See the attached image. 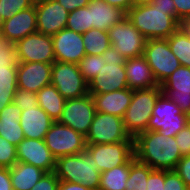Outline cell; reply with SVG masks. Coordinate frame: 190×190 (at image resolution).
Returning <instances> with one entry per match:
<instances>
[{"label":"cell","instance_id":"cell-1","mask_svg":"<svg viewBox=\"0 0 190 190\" xmlns=\"http://www.w3.org/2000/svg\"><path fill=\"white\" fill-rule=\"evenodd\" d=\"M134 157L153 170H174L182 158L175 137L145 131L134 138Z\"/></svg>","mask_w":190,"mask_h":190},{"label":"cell","instance_id":"cell-2","mask_svg":"<svg viewBox=\"0 0 190 190\" xmlns=\"http://www.w3.org/2000/svg\"><path fill=\"white\" fill-rule=\"evenodd\" d=\"M126 17L147 40L167 39L182 26L168 11L152 4L131 7Z\"/></svg>","mask_w":190,"mask_h":190},{"label":"cell","instance_id":"cell-3","mask_svg":"<svg viewBox=\"0 0 190 190\" xmlns=\"http://www.w3.org/2000/svg\"><path fill=\"white\" fill-rule=\"evenodd\" d=\"M54 173L59 180L81 183L91 190H99L101 172L86 149L80 154L56 159Z\"/></svg>","mask_w":190,"mask_h":190},{"label":"cell","instance_id":"cell-4","mask_svg":"<svg viewBox=\"0 0 190 190\" xmlns=\"http://www.w3.org/2000/svg\"><path fill=\"white\" fill-rule=\"evenodd\" d=\"M161 94V87L133 90L131 103L123 117L125 129L131 137L147 131L153 108Z\"/></svg>","mask_w":190,"mask_h":190},{"label":"cell","instance_id":"cell-5","mask_svg":"<svg viewBox=\"0 0 190 190\" xmlns=\"http://www.w3.org/2000/svg\"><path fill=\"white\" fill-rule=\"evenodd\" d=\"M186 125L187 114L162 93L153 108L147 131H158L162 135L175 137Z\"/></svg>","mask_w":190,"mask_h":190},{"label":"cell","instance_id":"cell-6","mask_svg":"<svg viewBox=\"0 0 190 190\" xmlns=\"http://www.w3.org/2000/svg\"><path fill=\"white\" fill-rule=\"evenodd\" d=\"M51 84L66 100L89 94V83L75 63L55 61L52 64Z\"/></svg>","mask_w":190,"mask_h":190},{"label":"cell","instance_id":"cell-7","mask_svg":"<svg viewBox=\"0 0 190 190\" xmlns=\"http://www.w3.org/2000/svg\"><path fill=\"white\" fill-rule=\"evenodd\" d=\"M85 139L86 144H113L134 141L125 129L123 118L100 112H96Z\"/></svg>","mask_w":190,"mask_h":190},{"label":"cell","instance_id":"cell-8","mask_svg":"<svg viewBox=\"0 0 190 190\" xmlns=\"http://www.w3.org/2000/svg\"><path fill=\"white\" fill-rule=\"evenodd\" d=\"M44 141L56 159L80 154L86 149L85 136L58 121L52 123Z\"/></svg>","mask_w":190,"mask_h":190},{"label":"cell","instance_id":"cell-9","mask_svg":"<svg viewBox=\"0 0 190 190\" xmlns=\"http://www.w3.org/2000/svg\"><path fill=\"white\" fill-rule=\"evenodd\" d=\"M143 56L159 85L181 66L178 58L172 53L167 39H148Z\"/></svg>","mask_w":190,"mask_h":190},{"label":"cell","instance_id":"cell-10","mask_svg":"<svg viewBox=\"0 0 190 190\" xmlns=\"http://www.w3.org/2000/svg\"><path fill=\"white\" fill-rule=\"evenodd\" d=\"M96 114L91 94L65 101L62 115L58 122L86 137Z\"/></svg>","mask_w":190,"mask_h":190},{"label":"cell","instance_id":"cell-11","mask_svg":"<svg viewBox=\"0 0 190 190\" xmlns=\"http://www.w3.org/2000/svg\"><path fill=\"white\" fill-rule=\"evenodd\" d=\"M110 45L113 46L126 59L142 56L147 39L124 18L120 23L114 24L109 30Z\"/></svg>","mask_w":190,"mask_h":190},{"label":"cell","instance_id":"cell-12","mask_svg":"<svg viewBox=\"0 0 190 190\" xmlns=\"http://www.w3.org/2000/svg\"><path fill=\"white\" fill-rule=\"evenodd\" d=\"M17 62H40L53 64L56 59L52 36L35 32L15 44Z\"/></svg>","mask_w":190,"mask_h":190},{"label":"cell","instance_id":"cell-13","mask_svg":"<svg viewBox=\"0 0 190 190\" xmlns=\"http://www.w3.org/2000/svg\"><path fill=\"white\" fill-rule=\"evenodd\" d=\"M86 150L92 155L94 163L102 173L128 162L134 156V141L86 144Z\"/></svg>","mask_w":190,"mask_h":190},{"label":"cell","instance_id":"cell-14","mask_svg":"<svg viewBox=\"0 0 190 190\" xmlns=\"http://www.w3.org/2000/svg\"><path fill=\"white\" fill-rule=\"evenodd\" d=\"M37 32L53 36L66 28L69 12L57 0L35 1Z\"/></svg>","mask_w":190,"mask_h":190},{"label":"cell","instance_id":"cell-15","mask_svg":"<svg viewBox=\"0 0 190 190\" xmlns=\"http://www.w3.org/2000/svg\"><path fill=\"white\" fill-rule=\"evenodd\" d=\"M126 61H105L96 77L89 82V93H108L128 88Z\"/></svg>","mask_w":190,"mask_h":190},{"label":"cell","instance_id":"cell-16","mask_svg":"<svg viewBox=\"0 0 190 190\" xmlns=\"http://www.w3.org/2000/svg\"><path fill=\"white\" fill-rule=\"evenodd\" d=\"M17 160L39 167L46 173L54 172L56 158L44 140L24 138L17 146Z\"/></svg>","mask_w":190,"mask_h":190},{"label":"cell","instance_id":"cell-17","mask_svg":"<svg viewBox=\"0 0 190 190\" xmlns=\"http://www.w3.org/2000/svg\"><path fill=\"white\" fill-rule=\"evenodd\" d=\"M37 13L35 4L21 10L3 21L0 36L3 42L16 43L27 35L37 32Z\"/></svg>","mask_w":190,"mask_h":190},{"label":"cell","instance_id":"cell-18","mask_svg":"<svg viewBox=\"0 0 190 190\" xmlns=\"http://www.w3.org/2000/svg\"><path fill=\"white\" fill-rule=\"evenodd\" d=\"M52 41L56 61L78 64L86 55L81 33L65 28L53 35Z\"/></svg>","mask_w":190,"mask_h":190},{"label":"cell","instance_id":"cell-19","mask_svg":"<svg viewBox=\"0 0 190 190\" xmlns=\"http://www.w3.org/2000/svg\"><path fill=\"white\" fill-rule=\"evenodd\" d=\"M162 93L190 113V68L181 65L161 85Z\"/></svg>","mask_w":190,"mask_h":190},{"label":"cell","instance_id":"cell-20","mask_svg":"<svg viewBox=\"0 0 190 190\" xmlns=\"http://www.w3.org/2000/svg\"><path fill=\"white\" fill-rule=\"evenodd\" d=\"M52 64L40 62H18L17 88L37 93L51 84Z\"/></svg>","mask_w":190,"mask_h":190},{"label":"cell","instance_id":"cell-21","mask_svg":"<svg viewBox=\"0 0 190 190\" xmlns=\"http://www.w3.org/2000/svg\"><path fill=\"white\" fill-rule=\"evenodd\" d=\"M17 58L14 43L0 44V96L14 97L17 90Z\"/></svg>","mask_w":190,"mask_h":190},{"label":"cell","instance_id":"cell-22","mask_svg":"<svg viewBox=\"0 0 190 190\" xmlns=\"http://www.w3.org/2000/svg\"><path fill=\"white\" fill-rule=\"evenodd\" d=\"M54 120L40 107H29L22 111L20 126L25 138L44 140Z\"/></svg>","mask_w":190,"mask_h":190},{"label":"cell","instance_id":"cell-23","mask_svg":"<svg viewBox=\"0 0 190 190\" xmlns=\"http://www.w3.org/2000/svg\"><path fill=\"white\" fill-rule=\"evenodd\" d=\"M125 69L128 88L131 90L161 87L143 55L126 59Z\"/></svg>","mask_w":190,"mask_h":190},{"label":"cell","instance_id":"cell-24","mask_svg":"<svg viewBox=\"0 0 190 190\" xmlns=\"http://www.w3.org/2000/svg\"><path fill=\"white\" fill-rule=\"evenodd\" d=\"M89 94L93 97L96 112L112 114L123 118L131 103L133 90L126 88L108 93Z\"/></svg>","mask_w":190,"mask_h":190},{"label":"cell","instance_id":"cell-25","mask_svg":"<svg viewBox=\"0 0 190 190\" xmlns=\"http://www.w3.org/2000/svg\"><path fill=\"white\" fill-rule=\"evenodd\" d=\"M87 7L90 29L108 31L114 24L120 23L126 18V13L122 9L111 6L104 0H90Z\"/></svg>","mask_w":190,"mask_h":190},{"label":"cell","instance_id":"cell-26","mask_svg":"<svg viewBox=\"0 0 190 190\" xmlns=\"http://www.w3.org/2000/svg\"><path fill=\"white\" fill-rule=\"evenodd\" d=\"M22 110L14 103L0 111V136L17 146L25 137L20 126Z\"/></svg>","mask_w":190,"mask_h":190},{"label":"cell","instance_id":"cell-27","mask_svg":"<svg viewBox=\"0 0 190 190\" xmlns=\"http://www.w3.org/2000/svg\"><path fill=\"white\" fill-rule=\"evenodd\" d=\"M46 172L34 165L17 162L10 168L13 190H31Z\"/></svg>","mask_w":190,"mask_h":190},{"label":"cell","instance_id":"cell-28","mask_svg":"<svg viewBox=\"0 0 190 190\" xmlns=\"http://www.w3.org/2000/svg\"><path fill=\"white\" fill-rule=\"evenodd\" d=\"M36 95L38 106H40L54 121H58L62 115L66 99L52 84L41 88Z\"/></svg>","mask_w":190,"mask_h":190},{"label":"cell","instance_id":"cell-29","mask_svg":"<svg viewBox=\"0 0 190 190\" xmlns=\"http://www.w3.org/2000/svg\"><path fill=\"white\" fill-rule=\"evenodd\" d=\"M130 173V160L101 173L99 190H125Z\"/></svg>","mask_w":190,"mask_h":190},{"label":"cell","instance_id":"cell-30","mask_svg":"<svg viewBox=\"0 0 190 190\" xmlns=\"http://www.w3.org/2000/svg\"><path fill=\"white\" fill-rule=\"evenodd\" d=\"M168 45L181 65L190 68V35L181 26L168 38Z\"/></svg>","mask_w":190,"mask_h":190},{"label":"cell","instance_id":"cell-31","mask_svg":"<svg viewBox=\"0 0 190 190\" xmlns=\"http://www.w3.org/2000/svg\"><path fill=\"white\" fill-rule=\"evenodd\" d=\"M82 38L86 55H102L111 46L108 31L91 28Z\"/></svg>","mask_w":190,"mask_h":190},{"label":"cell","instance_id":"cell-32","mask_svg":"<svg viewBox=\"0 0 190 190\" xmlns=\"http://www.w3.org/2000/svg\"><path fill=\"white\" fill-rule=\"evenodd\" d=\"M153 169L141 163L133 156L130 159V173L125 184V190H146L149 174Z\"/></svg>","mask_w":190,"mask_h":190},{"label":"cell","instance_id":"cell-33","mask_svg":"<svg viewBox=\"0 0 190 190\" xmlns=\"http://www.w3.org/2000/svg\"><path fill=\"white\" fill-rule=\"evenodd\" d=\"M66 28L81 34L90 30L88 7H80L69 12Z\"/></svg>","mask_w":190,"mask_h":190},{"label":"cell","instance_id":"cell-34","mask_svg":"<svg viewBox=\"0 0 190 190\" xmlns=\"http://www.w3.org/2000/svg\"><path fill=\"white\" fill-rule=\"evenodd\" d=\"M104 65L106 63L102 55H85L78 63L79 70L88 83L96 77Z\"/></svg>","mask_w":190,"mask_h":190},{"label":"cell","instance_id":"cell-35","mask_svg":"<svg viewBox=\"0 0 190 190\" xmlns=\"http://www.w3.org/2000/svg\"><path fill=\"white\" fill-rule=\"evenodd\" d=\"M35 4V0H0L1 15L4 20L11 18L21 10L27 9Z\"/></svg>","mask_w":190,"mask_h":190},{"label":"cell","instance_id":"cell-36","mask_svg":"<svg viewBox=\"0 0 190 190\" xmlns=\"http://www.w3.org/2000/svg\"><path fill=\"white\" fill-rule=\"evenodd\" d=\"M17 162L16 146L0 136V167L11 168Z\"/></svg>","mask_w":190,"mask_h":190},{"label":"cell","instance_id":"cell-37","mask_svg":"<svg viewBox=\"0 0 190 190\" xmlns=\"http://www.w3.org/2000/svg\"><path fill=\"white\" fill-rule=\"evenodd\" d=\"M13 103L24 111L29 107L38 105L37 95L33 92L17 88L13 97Z\"/></svg>","mask_w":190,"mask_h":190},{"label":"cell","instance_id":"cell-38","mask_svg":"<svg viewBox=\"0 0 190 190\" xmlns=\"http://www.w3.org/2000/svg\"><path fill=\"white\" fill-rule=\"evenodd\" d=\"M163 190H187V187L175 170H165Z\"/></svg>","mask_w":190,"mask_h":190},{"label":"cell","instance_id":"cell-39","mask_svg":"<svg viewBox=\"0 0 190 190\" xmlns=\"http://www.w3.org/2000/svg\"><path fill=\"white\" fill-rule=\"evenodd\" d=\"M176 145L178 146L180 153L183 156L190 155V126L186 125L175 136Z\"/></svg>","mask_w":190,"mask_h":190},{"label":"cell","instance_id":"cell-40","mask_svg":"<svg viewBox=\"0 0 190 190\" xmlns=\"http://www.w3.org/2000/svg\"><path fill=\"white\" fill-rule=\"evenodd\" d=\"M59 182L54 172L45 173L31 190H58Z\"/></svg>","mask_w":190,"mask_h":190},{"label":"cell","instance_id":"cell-41","mask_svg":"<svg viewBox=\"0 0 190 190\" xmlns=\"http://www.w3.org/2000/svg\"><path fill=\"white\" fill-rule=\"evenodd\" d=\"M174 170L184 181L187 189H190V155L183 156Z\"/></svg>","mask_w":190,"mask_h":190},{"label":"cell","instance_id":"cell-42","mask_svg":"<svg viewBox=\"0 0 190 190\" xmlns=\"http://www.w3.org/2000/svg\"><path fill=\"white\" fill-rule=\"evenodd\" d=\"M165 183V170H153L147 180L146 190H163Z\"/></svg>","mask_w":190,"mask_h":190},{"label":"cell","instance_id":"cell-43","mask_svg":"<svg viewBox=\"0 0 190 190\" xmlns=\"http://www.w3.org/2000/svg\"><path fill=\"white\" fill-rule=\"evenodd\" d=\"M176 7V20L182 25L190 18V0H174Z\"/></svg>","mask_w":190,"mask_h":190},{"label":"cell","instance_id":"cell-44","mask_svg":"<svg viewBox=\"0 0 190 190\" xmlns=\"http://www.w3.org/2000/svg\"><path fill=\"white\" fill-rule=\"evenodd\" d=\"M152 5L155 8L168 11V15H171L176 19V7L174 0H153Z\"/></svg>","mask_w":190,"mask_h":190},{"label":"cell","instance_id":"cell-45","mask_svg":"<svg viewBox=\"0 0 190 190\" xmlns=\"http://www.w3.org/2000/svg\"><path fill=\"white\" fill-rule=\"evenodd\" d=\"M60 5H62L68 12H72L73 10L86 7L90 0H57Z\"/></svg>","mask_w":190,"mask_h":190},{"label":"cell","instance_id":"cell-46","mask_svg":"<svg viewBox=\"0 0 190 190\" xmlns=\"http://www.w3.org/2000/svg\"><path fill=\"white\" fill-rule=\"evenodd\" d=\"M0 190H13L10 179V168L0 167Z\"/></svg>","mask_w":190,"mask_h":190},{"label":"cell","instance_id":"cell-47","mask_svg":"<svg viewBox=\"0 0 190 190\" xmlns=\"http://www.w3.org/2000/svg\"><path fill=\"white\" fill-rule=\"evenodd\" d=\"M102 58L105 61H126V58L122 56L113 46H110L104 51Z\"/></svg>","mask_w":190,"mask_h":190},{"label":"cell","instance_id":"cell-48","mask_svg":"<svg viewBox=\"0 0 190 190\" xmlns=\"http://www.w3.org/2000/svg\"><path fill=\"white\" fill-rule=\"evenodd\" d=\"M58 190H91L81 183L60 180Z\"/></svg>","mask_w":190,"mask_h":190},{"label":"cell","instance_id":"cell-49","mask_svg":"<svg viewBox=\"0 0 190 190\" xmlns=\"http://www.w3.org/2000/svg\"><path fill=\"white\" fill-rule=\"evenodd\" d=\"M107 4L122 9L125 13L132 7L131 0H104Z\"/></svg>","mask_w":190,"mask_h":190},{"label":"cell","instance_id":"cell-50","mask_svg":"<svg viewBox=\"0 0 190 190\" xmlns=\"http://www.w3.org/2000/svg\"><path fill=\"white\" fill-rule=\"evenodd\" d=\"M13 103V97H1L0 96V111L7 105Z\"/></svg>","mask_w":190,"mask_h":190},{"label":"cell","instance_id":"cell-51","mask_svg":"<svg viewBox=\"0 0 190 190\" xmlns=\"http://www.w3.org/2000/svg\"><path fill=\"white\" fill-rule=\"evenodd\" d=\"M132 7L152 4L153 0H131Z\"/></svg>","mask_w":190,"mask_h":190},{"label":"cell","instance_id":"cell-52","mask_svg":"<svg viewBox=\"0 0 190 190\" xmlns=\"http://www.w3.org/2000/svg\"><path fill=\"white\" fill-rule=\"evenodd\" d=\"M182 27L186 30V32L190 35V18L182 23Z\"/></svg>","mask_w":190,"mask_h":190},{"label":"cell","instance_id":"cell-53","mask_svg":"<svg viewBox=\"0 0 190 190\" xmlns=\"http://www.w3.org/2000/svg\"><path fill=\"white\" fill-rule=\"evenodd\" d=\"M0 11H1V5H0ZM3 21H4V19H3L2 15H1V13H0V28L2 26Z\"/></svg>","mask_w":190,"mask_h":190},{"label":"cell","instance_id":"cell-54","mask_svg":"<svg viewBox=\"0 0 190 190\" xmlns=\"http://www.w3.org/2000/svg\"><path fill=\"white\" fill-rule=\"evenodd\" d=\"M187 125L190 126V113L187 114Z\"/></svg>","mask_w":190,"mask_h":190}]
</instances>
